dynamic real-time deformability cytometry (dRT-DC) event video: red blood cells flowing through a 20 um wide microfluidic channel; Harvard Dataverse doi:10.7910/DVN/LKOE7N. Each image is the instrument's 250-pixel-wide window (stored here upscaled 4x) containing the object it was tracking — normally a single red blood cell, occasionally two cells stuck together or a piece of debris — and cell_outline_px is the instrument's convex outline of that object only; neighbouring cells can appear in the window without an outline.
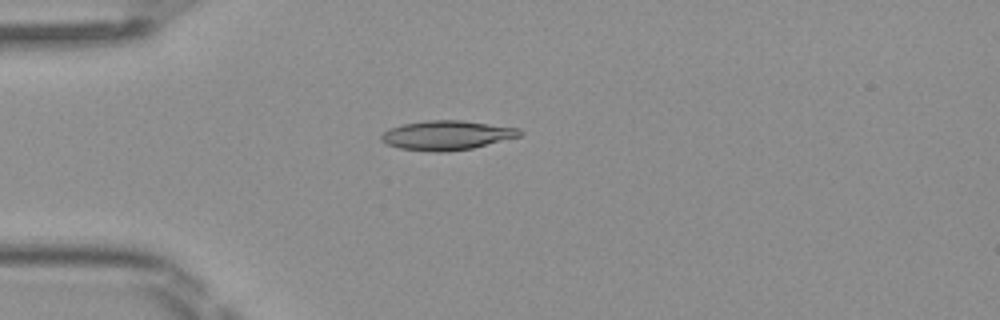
{"species": "Egyptian fruit bat (a non-hibernating species)", "species_latin": "Rousettus aegyptiacus", "temperature_condition": "room temperature", "stored_images_in_passage": 37, "camera_frame_rate_fps": 3000, "um_per_image_px": 0.085, "frame": {"image": 1, "passage_image": 1, "time_ms": 0.0, "image_size_px": [1000, 320], "cell_outline_px": [[524, 132], [520, 136], [472, 148], [448, 152], [432, 152], [400, 148], [388, 144], [380, 140], [380, 136], [388, 128], [404, 124], [428, 120], [460, 120], [520, 128]], "centroid_in_image_um": [37.98, 11.5], "position_along_channel_um": 47.0, "area_um2": 23.64}}
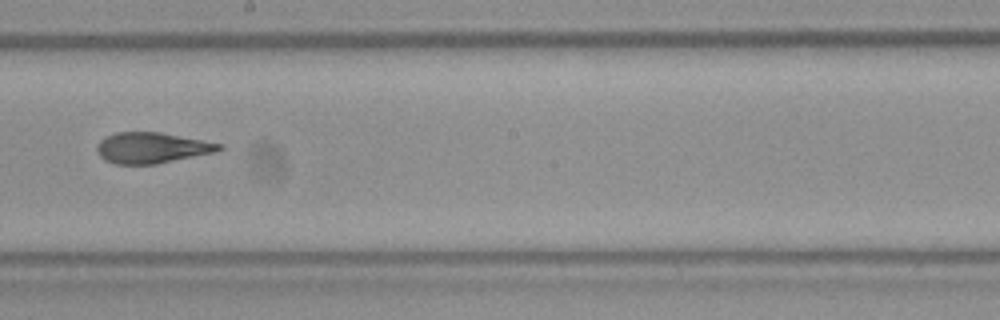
{"frame": {"image": 2, "passage_image": 16, "time_ms": 5.0, "image_size_px": [1000, 320], "cell_outline_px": [[224, 148], [216, 152], [156, 164], [116, 164], [104, 160], [96, 152], [96, 148], [100, 140], [116, 132], [160, 132], [224, 144]], "centroid_in_image_um": [12.92, 12.57], "position_along_channel_um": 235.3, "area_um2": 21.96}}
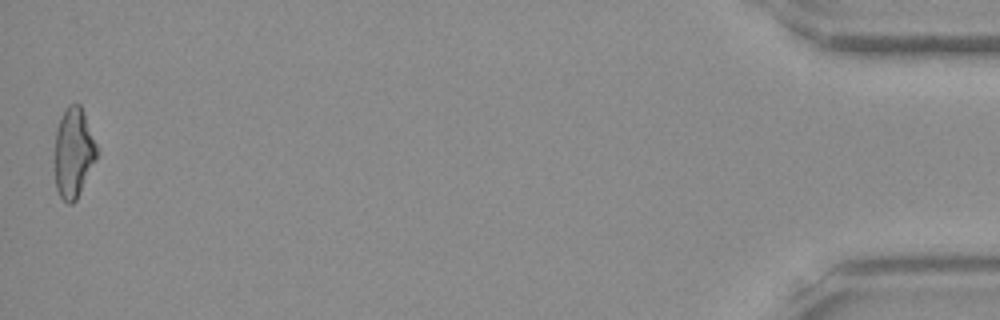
{"frame": {"image": 3, "passage_image": 37, "time_ms": 12.0, "image_size_px": [1000, 320], "cell_outline_px": [[96, 156], [76, 200], [72, 204], [68, 204], [60, 196], [56, 188], [56, 128], [68, 104], [80, 104], [84, 112], [96, 144]], "centroid_in_image_um": [6.24, 12.96], "position_along_channel_um": 429.0, "area_um2": 21.27}, "authors_computed_cell_mechanics": {"area_um2": 22.253, "velocity_mm_per_s": 4.0865, "shape_relaxation_time_tau1_ms": null, "shape_relaxation_time_tau2_ms": 1.7594, "deformation_change_tau1": null, "deformation_change_tau2": 0.0786}}